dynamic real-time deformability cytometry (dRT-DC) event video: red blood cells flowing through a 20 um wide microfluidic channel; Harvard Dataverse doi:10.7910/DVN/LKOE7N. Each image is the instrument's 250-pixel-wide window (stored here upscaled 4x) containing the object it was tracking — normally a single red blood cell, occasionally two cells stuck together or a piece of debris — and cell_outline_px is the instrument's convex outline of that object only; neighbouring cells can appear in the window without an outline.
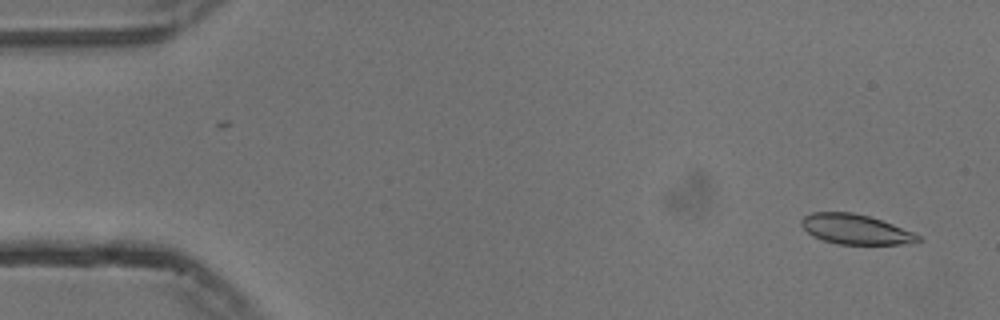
{"species": "common noctule bat (a hibernating species)", "species_latin": "Nyctalus noctula", "temperature_condition": "cold", "stored_images_in_passage": 54, "camera_frame_rate_fps": 3000, "um_per_image_px": 0.085, "animal": {"sex": "male", "body_mass_g": 13.3}, "frame": {"image": 1, "passage_image": 3, "time_ms": 0.667, "image_size_px": [1000, 320], "cell_outline_px": [[920, 240], [900, 244], [836, 244], [812, 236], [800, 224], [800, 220], [804, 216], [812, 212], [852, 212], [868, 216], [892, 224], [912, 232], [920, 236]], "centroid_in_image_um": [72.65, 19.48], "position_along_channel_um": 12.4, "area_um2": 20.06}}
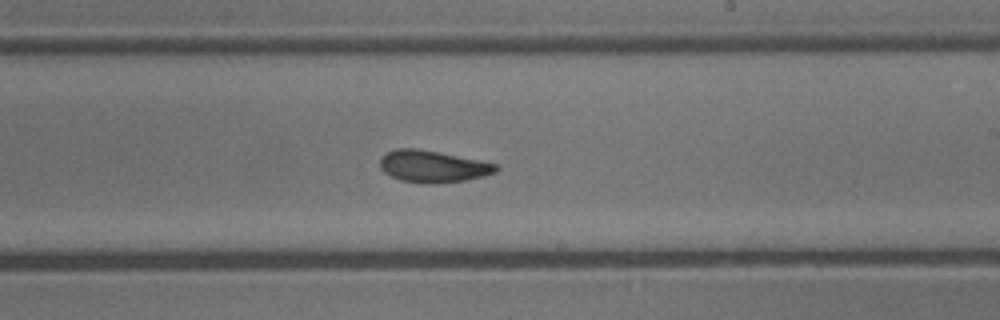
{"frame": {"image": 2, "passage_image": 32, "time_ms": 10.333, "image_size_px": [1000, 320], "cell_outline_px": [[500, 168], [496, 172], [484, 176], [464, 180], [436, 184], [424, 184], [400, 180], [384, 172], [380, 168], [380, 160], [388, 152], [396, 148], [416, 148], [480, 160], [500, 164]], "centroid_in_image_um": [36.83, 14.15], "position_along_channel_um": 252.2, "area_um2": 21.62}}
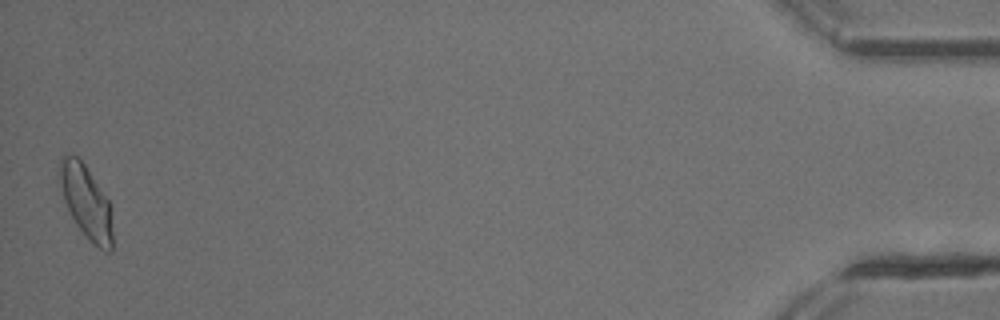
{"frame": {"image": 3, "passage_image": 54, "time_ms": 17.667, "image_size_px": [1000, 320], "cell_outline_px": [[112, 252], [104, 252], [76, 224], [64, 200], [56, 172], [60, 156], [64, 152], [72, 152], [84, 164], [108, 200], [112, 228]], "centroid_in_image_um": [7.25, 17.05], "position_along_channel_um": 427.9, "area_um2": 22.43}, "authors_computed_cell_mechanics": {"area_um2": 21.5883, "velocity_mm_per_s": 3.7374, "shape_relaxation_time_tau1_ms": 4.6002, "shape_relaxation_time_tau2_ms": 1.8793, "deformation_change_tau1": 0.119, "deformation_change_tau2": 0.077}}